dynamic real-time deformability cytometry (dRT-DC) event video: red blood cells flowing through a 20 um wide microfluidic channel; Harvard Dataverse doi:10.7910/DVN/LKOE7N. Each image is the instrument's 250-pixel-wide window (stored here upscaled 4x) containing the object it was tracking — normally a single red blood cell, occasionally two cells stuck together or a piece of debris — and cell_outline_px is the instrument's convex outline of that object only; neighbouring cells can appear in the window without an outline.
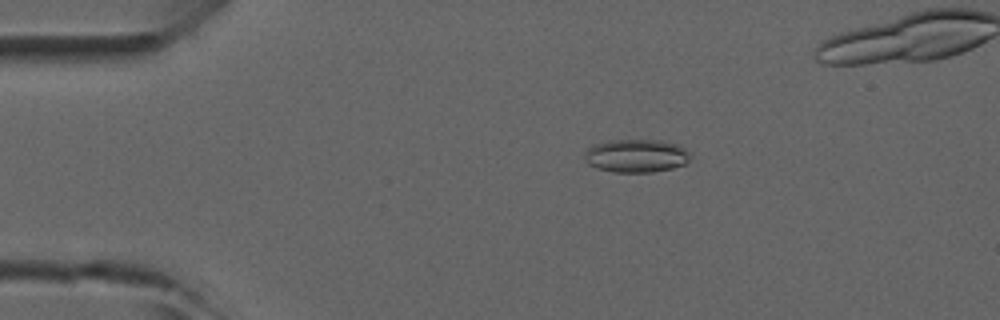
{"species": "common noctule bat (a hibernating species)", "species_latin": "Nyctalus noctula", "temperature_condition": "room temperature", "stored_images_in_passage": 37, "camera_frame_rate_fps": 3000, "um_per_image_px": 0.085, "animal": {"sex": "male", "forearm_length_mm": 52.5}, "frame": {"image": 1, "passage_image": 2, "time_ms": 0.333, "image_size_px": [1000, 320], "cell_outline_px": [[692, 156], [684, 164], [672, 168], [652, 172], [612, 172], [596, 168], [588, 164], [584, 160], [584, 152], [592, 144], [608, 140], [660, 140], [676, 144], [684, 148]], "centroid_in_image_um": [54.03, 13.24], "position_along_channel_um": 31.0, "area_um2": 20.63}}
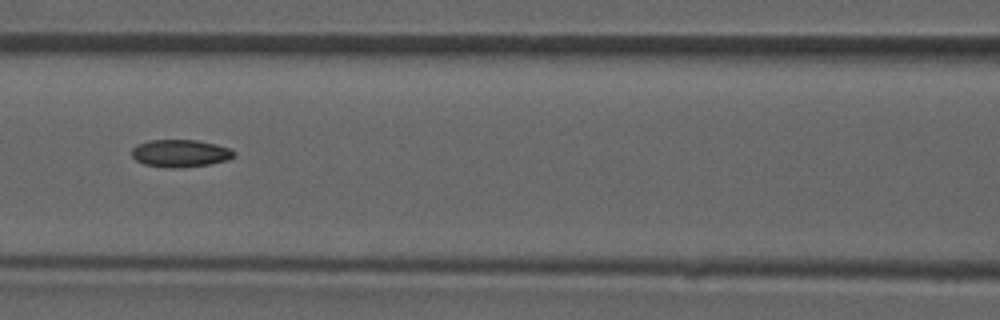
{"frame": {"image": 2, "passage_image": 14, "time_ms": 4.333, "image_size_px": [1000, 320], "cell_outline_px": [[236, 156], [228, 160], [208, 164], [180, 168], [164, 168], [144, 164], [136, 160], [132, 156], [132, 148], [136, 144], [148, 140], [196, 140], [216, 144], [228, 148], [236, 152]], "centroid_in_image_um": [15.31, 13.03], "position_along_channel_um": 151.3, "area_um2": 16.53}}
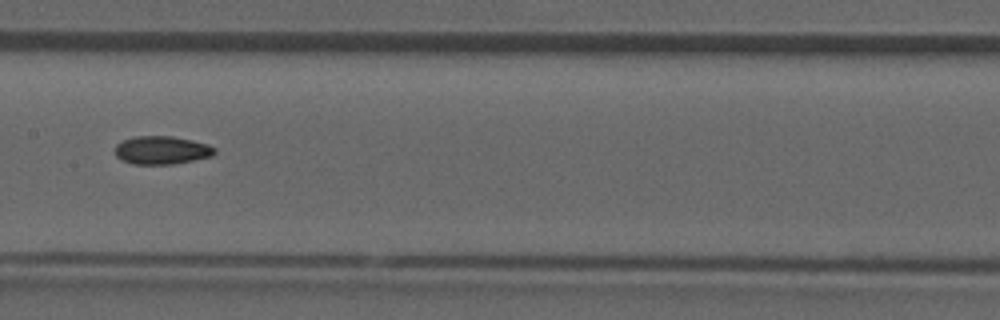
{"frame": {"image": 3, "passage_image": 17, "time_ms": 5.333, "image_size_px": [1000, 320], "cell_outline_px": [[216, 152], [212, 156], [172, 164], [132, 164], [116, 156], [116, 144], [124, 140], [136, 136], [172, 136], [192, 140], [208, 144], [216, 148]], "centroid_in_image_um": [13.77, 12.76], "position_along_channel_um": 193.6, "area_um2": 16.24}}